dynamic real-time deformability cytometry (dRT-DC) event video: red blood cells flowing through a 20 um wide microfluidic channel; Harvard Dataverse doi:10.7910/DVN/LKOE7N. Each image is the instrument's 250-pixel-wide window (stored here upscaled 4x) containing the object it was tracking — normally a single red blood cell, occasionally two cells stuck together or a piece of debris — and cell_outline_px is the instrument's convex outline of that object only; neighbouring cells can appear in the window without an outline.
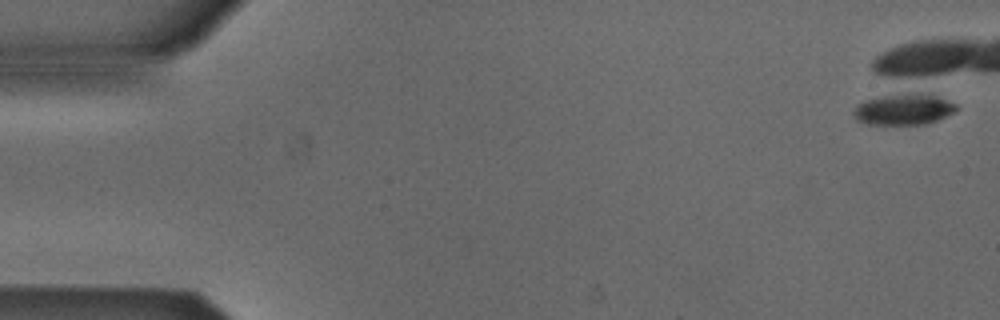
{"species": "Egyptian fruit bat (a non-hibernating species)", "species_latin": "Rousettus aegyptiacus", "temperature_condition": "cold", "stored_images_in_passage": 1, "camera_frame_rate_fps": 3000, "um_per_image_px": 0.085, "animal": {"sex": "male"}, "frame": {"image": 1, "passage_image": 1, "time_ms": 0.0, "image_size_px": [1000, 320], "cell_outline_px": [[956, 108], [952, 112], [928, 124], [868, 124], [856, 120], [852, 112], [856, 104], [864, 100], [892, 92], [916, 92], [936, 96], [956, 104]], "centroid_in_image_um": [76.72, 9.26], "position_along_channel_um": 8.3, "area_um2": 18.9}}